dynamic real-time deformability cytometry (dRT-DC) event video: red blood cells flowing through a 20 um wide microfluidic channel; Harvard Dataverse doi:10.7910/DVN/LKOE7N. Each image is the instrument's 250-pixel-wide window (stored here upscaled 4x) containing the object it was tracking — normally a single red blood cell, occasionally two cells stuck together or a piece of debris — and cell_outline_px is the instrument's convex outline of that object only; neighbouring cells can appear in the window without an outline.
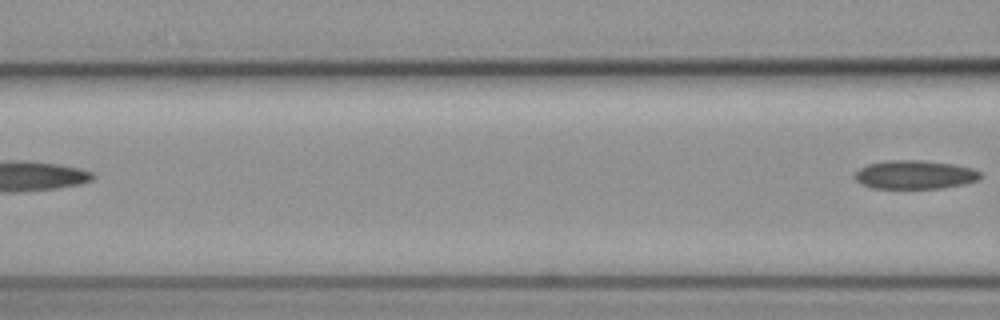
{"species": "common noctule bat (a hibernating species)", "species_latin": "Nyctalus noctula", "temperature_condition": "cold", "stored_images_in_passage": 6, "segment_of_instrument_passage": [2, 2], "camera_frame_rate_fps": 3000, "um_per_image_px": 0.085, "animal": {"sex": "female", "body_mass_g": 19.3, "forearm_length_mm": 54.1}, "frame": {"image": 1, "passage_image": 6, "time_ms": 1.667, "image_size_px": [1000, 320], "cell_outline_px": [[980, 180], [964, 184], [944, 188], [872, 188], [856, 180], [852, 176], [860, 168], [868, 164], [888, 160], [920, 160], [952, 164], [972, 168], [980, 172]], "centroid_in_image_um": [77.76, 14.85], "position_along_channel_um": 88.8, "area_um2": 20.92}}